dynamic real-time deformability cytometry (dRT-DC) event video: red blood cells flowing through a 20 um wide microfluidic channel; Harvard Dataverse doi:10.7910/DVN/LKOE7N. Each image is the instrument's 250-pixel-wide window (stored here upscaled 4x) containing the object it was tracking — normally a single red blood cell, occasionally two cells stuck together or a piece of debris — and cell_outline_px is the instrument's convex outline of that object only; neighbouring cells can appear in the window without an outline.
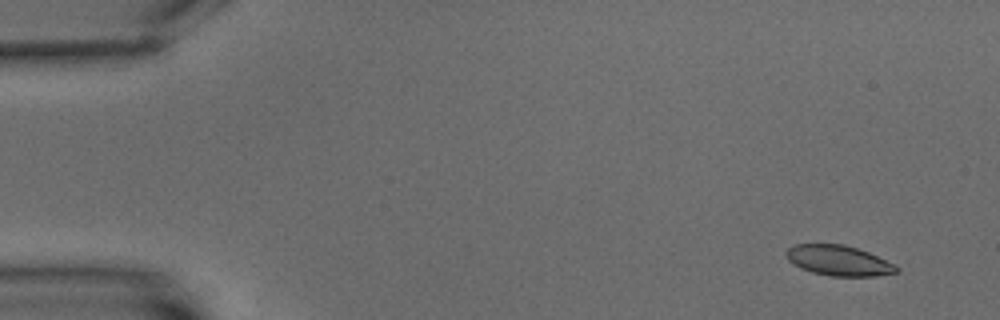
{"species": "common noctule bat (a hibernating species)", "species_latin": "Nyctalus noctula", "temperature_condition": "warm", "stored_images_in_passage": 6, "camera_frame_rate_fps": 3000, "um_per_image_px": 0.085, "animal": {"sex": "male", "body_mass_g": 15.6}, "frame": {"image": 1, "passage_image": 2, "time_ms": 1.333, "image_size_px": [1000, 320], "cell_outline_px": [[900, 272], [876, 276], [832, 276], [812, 272], [800, 268], [792, 264], [788, 260], [784, 252], [792, 244], [844, 244], [868, 252], [900, 268]], "centroid_in_image_um": [71.24, 22.14], "position_along_channel_um": 13.8, "area_um2": 19.48}}
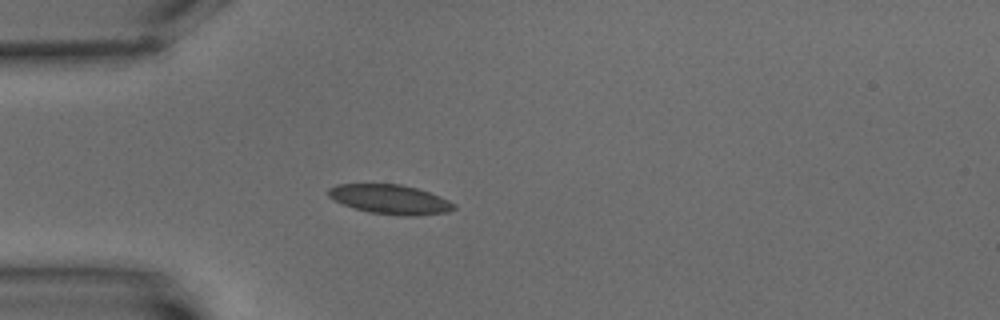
{"frame": {"image": 2, "passage_image": 6, "time_ms": 6.0, "image_size_px": [1000, 320], "cell_outline_px": [[456, 208], [448, 212], [416, 216], [404, 216], [368, 212], [344, 204], [328, 196], [328, 188], [336, 184], [400, 184], [416, 188], [440, 196], [456, 204]], "centroid_in_image_um": [33.19, 16.95], "position_along_channel_um": 51.8, "area_um2": 21.44}}